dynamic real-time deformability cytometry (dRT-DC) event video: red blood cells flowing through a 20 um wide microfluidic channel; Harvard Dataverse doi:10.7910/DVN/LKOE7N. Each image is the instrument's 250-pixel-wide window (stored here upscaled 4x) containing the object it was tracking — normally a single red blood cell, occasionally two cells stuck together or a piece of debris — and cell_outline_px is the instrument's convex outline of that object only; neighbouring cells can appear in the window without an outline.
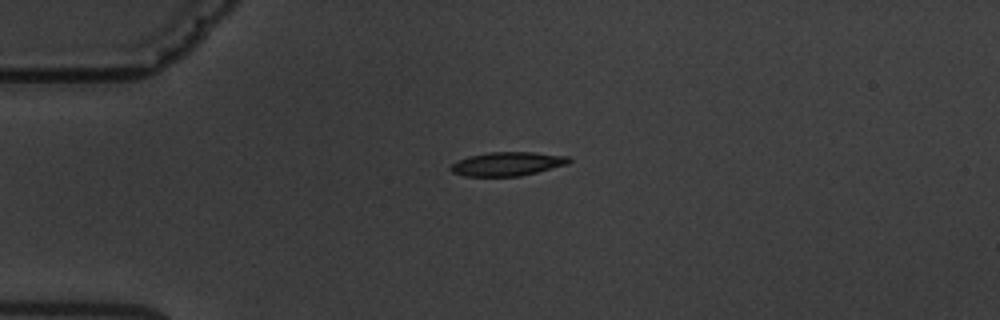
{"species": "common noctule bat (a hibernating species)", "species_latin": "Nyctalus noctula", "temperature_condition": "warm", "stored_images_in_passage": 2, "camera_frame_rate_fps": 3000, "um_per_image_px": 0.085, "animal": {"sex": "male", "body_mass_g": 19.5, "forearm_length_mm": 54.6}, "frame": {"image": 1, "passage_image": 1, "time_ms": 0.0, "image_size_px": [1000, 320], "cell_outline_px": [[572, 160], [568, 164], [520, 176], [464, 176], [452, 172], [448, 168], [452, 164], [468, 156], [488, 152], [532, 152], [568, 156]], "centroid_in_image_um": [43.12, 13.93], "position_along_channel_um": 41.9, "area_um2": 16.36}}